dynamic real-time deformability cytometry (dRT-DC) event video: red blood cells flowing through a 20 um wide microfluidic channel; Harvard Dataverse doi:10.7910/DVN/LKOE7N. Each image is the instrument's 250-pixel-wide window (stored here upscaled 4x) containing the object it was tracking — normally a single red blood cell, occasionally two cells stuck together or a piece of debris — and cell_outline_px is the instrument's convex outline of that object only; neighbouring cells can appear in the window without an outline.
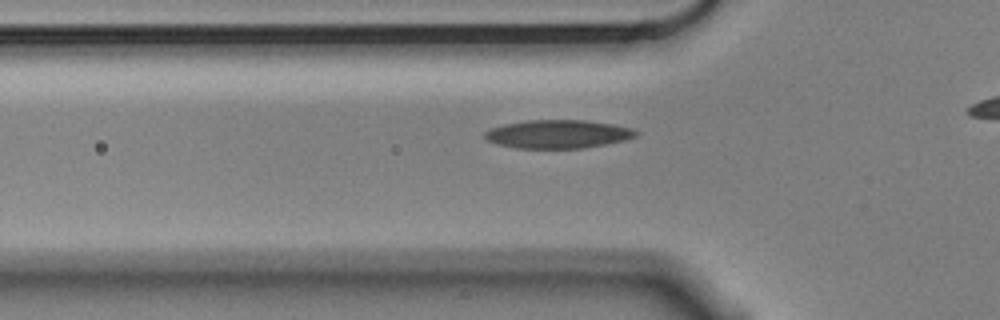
{"species": "Egyptian fruit bat (a non-hibernating species)", "species_latin": "Rousettus aegyptiacus", "temperature_condition": "cold", "stored_images_in_passage": 39, "camera_frame_rate_fps": 3000, "um_per_image_px": 0.085, "animal": {"sex": "male"}, "frame": {"image": 1, "passage_image": 11, "time_ms": 3.333, "image_size_px": [1000, 320], "cell_outline_px": [[640, 132], [636, 136], [624, 140], [604, 144], [580, 148], [516, 148], [496, 144], [488, 140], [484, 136], [484, 132], [492, 128], [504, 124], [528, 120], [584, 120], [612, 124], [636, 128]], "centroid_in_image_um": [47.45, 11.39], "position_along_channel_um": 78.4, "area_um2": 24.97}}
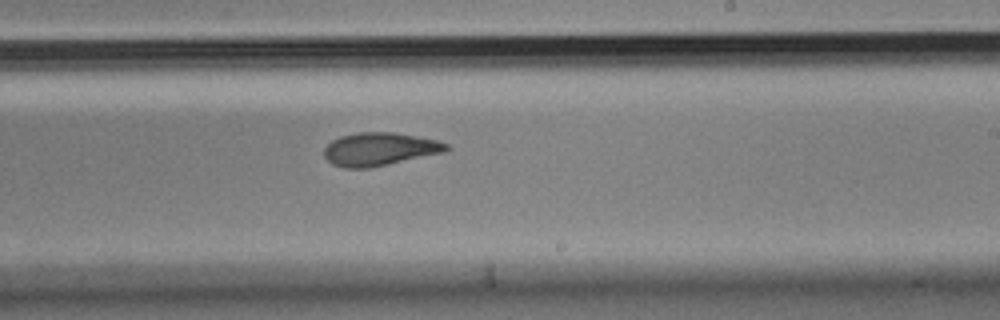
{"frame": {"image": 2, "passage_image": 26, "time_ms": 8.333, "image_size_px": [1000, 320], "cell_outline_px": [[452, 148], [444, 152], [372, 168], [344, 168], [332, 164], [324, 156], [324, 148], [332, 140], [340, 136], [360, 132], [392, 132], [416, 136], [436, 140], [448, 144]], "centroid_in_image_um": [32.26, 12.68], "position_along_channel_um": 256.7, "area_um2": 23.64}}
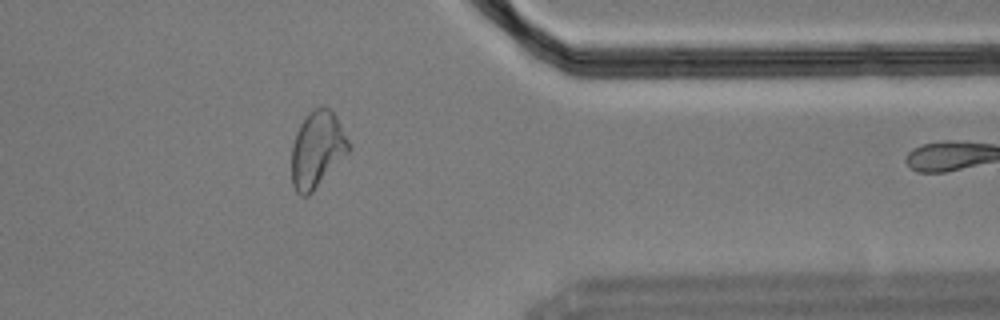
{"frame": {"image": 3, "passage_image": 38, "time_ms": 12.333, "image_size_px": [1000, 320], "cell_outline_px": [[352, 148], [312, 192], [308, 196], [300, 196], [296, 192], [292, 184], [292, 144], [296, 132], [300, 124], [308, 112], [316, 108], [328, 108], [336, 116], [352, 144]], "centroid_in_image_um": [26.96, 12.71], "position_along_channel_um": 384.4, "area_um2": 25.37}}